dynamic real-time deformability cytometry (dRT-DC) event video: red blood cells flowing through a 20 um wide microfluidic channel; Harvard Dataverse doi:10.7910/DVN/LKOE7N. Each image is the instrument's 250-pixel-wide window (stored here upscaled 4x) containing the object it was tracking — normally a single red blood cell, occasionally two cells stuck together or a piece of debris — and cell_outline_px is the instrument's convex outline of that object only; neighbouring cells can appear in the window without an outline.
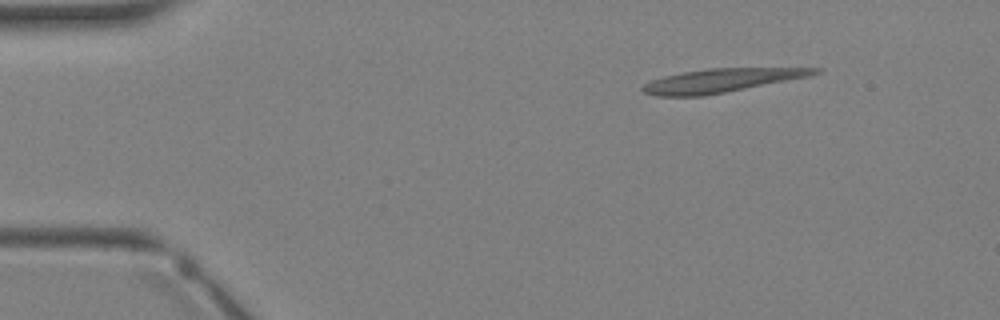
{"species": "Egyptian fruit bat (a non-hibernating species)", "species_latin": "Rousettus aegyptiacus", "temperature_condition": "warm", "stored_images_in_passage": 3, "camera_frame_rate_fps": 3000, "um_per_image_px": 0.085, "animal": {"sex": "female"}, "frame": {"image": 1, "passage_image": 1, "time_ms": 0.0, "image_size_px": [1000, 320], "cell_outline_px": [[820, 72], [808, 76], [704, 96], [656, 96], [644, 92], [640, 88], [644, 84], [652, 80], [664, 76], [684, 72], [708, 68], [820, 68]], "centroid_in_image_um": [61.25, 6.84], "position_along_channel_um": 23.8, "area_um2": 23.24}}